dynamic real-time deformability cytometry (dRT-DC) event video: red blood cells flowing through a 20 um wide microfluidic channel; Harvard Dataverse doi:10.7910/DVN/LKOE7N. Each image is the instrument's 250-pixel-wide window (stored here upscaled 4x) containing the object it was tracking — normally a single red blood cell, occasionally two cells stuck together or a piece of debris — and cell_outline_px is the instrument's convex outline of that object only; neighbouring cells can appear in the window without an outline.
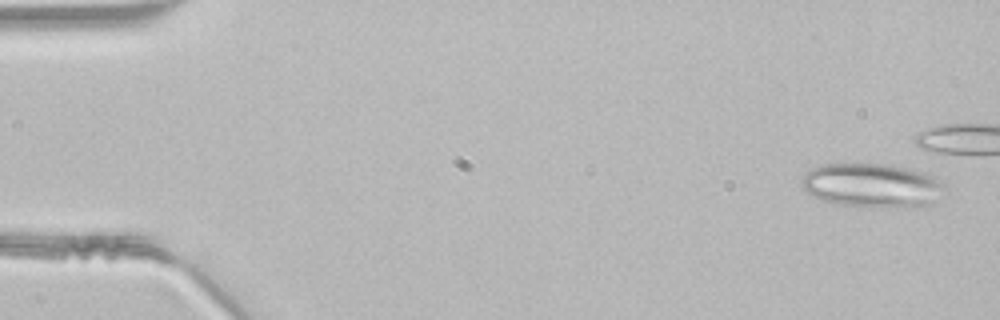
{"species": "common noctule bat (a hibernating species)", "species_latin": "Nyctalus noctula", "temperature_condition": "room temperature", "stored_images_in_passage": 38, "camera_frame_rate_fps": 3000, "um_per_image_px": 0.085, "animal": {"sex": "male", "body_mass_g": 21.5, "forearm_length_mm": 52.0}, "frame": {"image": 1, "passage_image": 2, "time_ms": 0.333, "image_size_px": [1000, 320], "cell_outline_px": [[948, 192], [932, 204], [920, 208], [904, 208], [844, 204], [820, 200], [808, 192], [800, 184], [800, 180], [812, 168], [820, 164], [884, 164], [924, 172], [936, 176], [948, 188]], "centroid_in_image_um": [74.24, 15.77], "position_along_channel_um": 10.8, "area_um2": 37.05}}
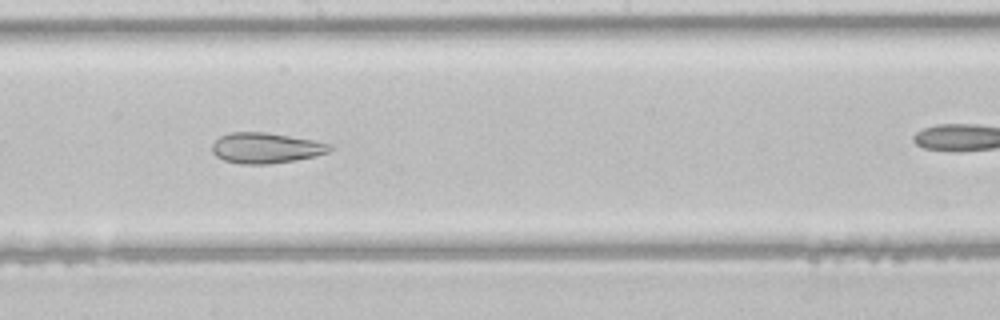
{"frame": {"image": 2, "passage_image": 26, "time_ms": 8.333, "image_size_px": [1000, 320], "cell_outline_px": [[332, 148], [328, 152], [316, 156], [296, 160], [268, 164], [240, 164], [224, 160], [216, 156], [212, 152], [212, 144], [220, 136], [228, 132], [268, 132], [312, 140], [332, 144]], "centroid_in_image_um": [22.59, 12.57], "position_along_channel_um": 225.6, "area_um2": 21.04}}
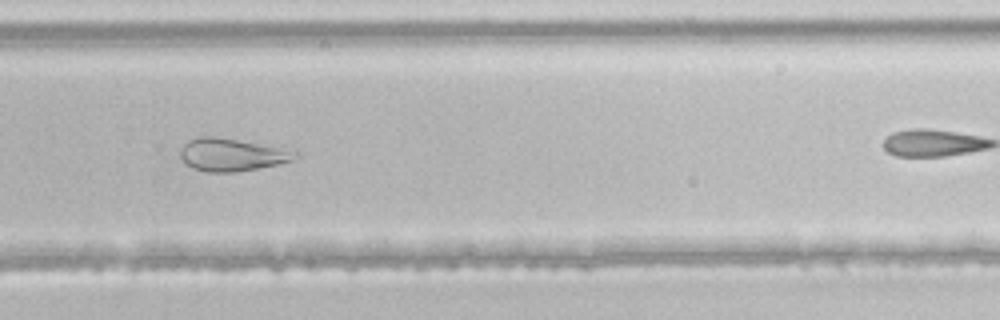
{"frame": {"image": 3, "passage_image": 32, "time_ms": 10.333, "image_size_px": [1000, 320], "cell_outline_px": [[300, 156], [292, 160], [280, 164], [236, 172], [208, 172], [192, 168], [180, 160], [180, 148], [188, 140], [200, 136], [216, 136], [300, 148]], "centroid_in_image_um": [19.84, 13.12], "position_along_channel_um": 310.0, "area_um2": 23.06}}